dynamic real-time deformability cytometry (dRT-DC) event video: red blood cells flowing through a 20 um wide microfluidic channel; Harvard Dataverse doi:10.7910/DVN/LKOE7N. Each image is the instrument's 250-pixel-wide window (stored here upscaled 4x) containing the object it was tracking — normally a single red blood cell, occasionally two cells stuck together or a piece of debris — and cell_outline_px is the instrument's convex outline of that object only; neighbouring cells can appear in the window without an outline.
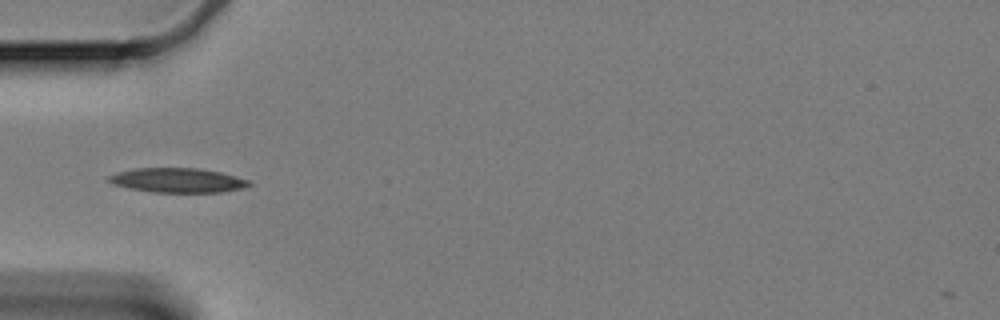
{"species": "Egyptian fruit bat (a non-hibernating species)", "species_latin": "Rousettus aegyptiacus", "temperature_condition": "cold", "stored_images_in_passage": 42, "camera_frame_rate_fps": 3000, "um_per_image_px": 0.085, "animal": {"sex": "female"}, "frame": {"image": 1, "passage_image": 1, "time_ms": 0.0, "image_size_px": [1000, 320], "cell_outline_px": [[252, 184], [240, 188], [220, 192], [152, 192], [128, 188], [112, 184], [108, 180], [108, 176], [116, 172], [132, 168], [196, 168], [220, 172], [248, 180]], "centroid_in_image_um": [15.02, 15.32], "position_along_channel_um": 70.0, "area_um2": 19.88}}
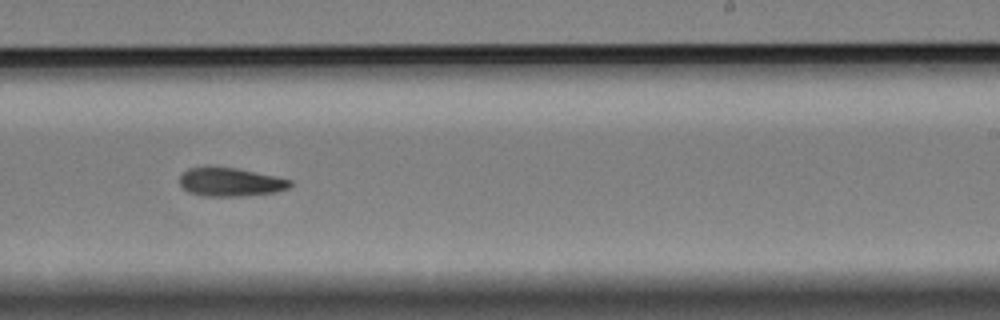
{"frame": {"image": 2, "passage_image": 19, "time_ms": 6.0, "image_size_px": [1000, 320], "cell_outline_px": [[292, 184], [288, 188], [276, 192], [248, 196], [200, 196], [188, 192], [180, 184], [180, 176], [188, 168], [208, 164], [236, 168], [276, 176], [292, 180]], "centroid_in_image_um": [19.56, 15.45], "position_along_channel_um": 269.4, "area_um2": 18.96}}
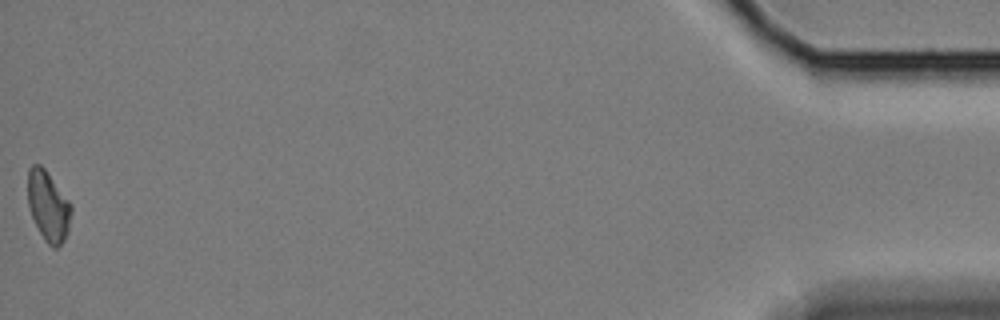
{"frame": {"image": 3, "passage_image": 42, "time_ms": 13.667, "image_size_px": [1000, 320], "cell_outline_px": [[72, 212], [68, 232], [64, 240], [56, 248], [52, 248], [44, 240], [32, 216], [28, 204], [28, 168], [32, 164], [40, 164], [44, 168], [72, 204]], "centroid_in_image_um": [4.11, 17.52], "position_along_channel_um": 431.1, "area_um2": 17.74}}